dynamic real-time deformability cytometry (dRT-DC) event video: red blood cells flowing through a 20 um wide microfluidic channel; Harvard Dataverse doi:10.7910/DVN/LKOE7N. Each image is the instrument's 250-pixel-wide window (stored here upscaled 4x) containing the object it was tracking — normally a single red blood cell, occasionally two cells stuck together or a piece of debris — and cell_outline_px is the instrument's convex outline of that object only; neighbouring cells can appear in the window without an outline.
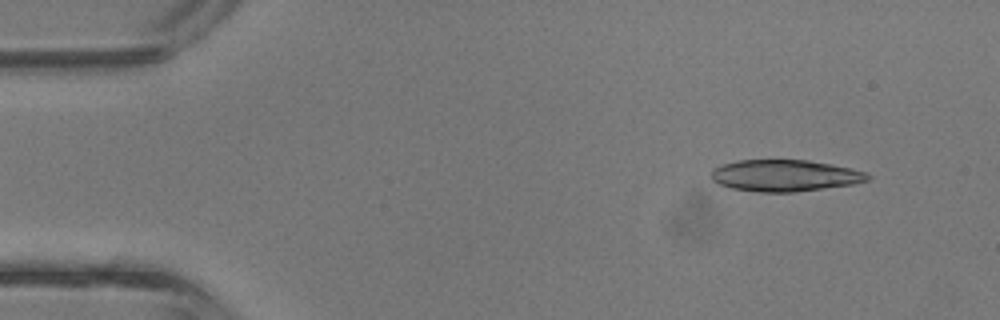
{"species": "common noctule bat (a hibernating species)", "species_latin": "Nyctalus noctula", "temperature_condition": "room temperature", "stored_images_in_passage": 11, "camera_frame_rate_fps": 3000, "um_per_image_px": 0.085, "animal": {"sex": "male", "body_mass_g": 13.3}, "frame": {"image": 1, "passage_image": 3, "time_ms": 0.667, "image_size_px": [1000, 320], "cell_outline_px": [[872, 176], [868, 180], [852, 184], [796, 192], [760, 192], [732, 188], [720, 184], [712, 180], [712, 168], [720, 164], [736, 160], [808, 160], [832, 164], [864, 172]], "centroid_in_image_um": [66.68, 14.92], "position_along_channel_um": 18.3, "area_um2": 28.73}}
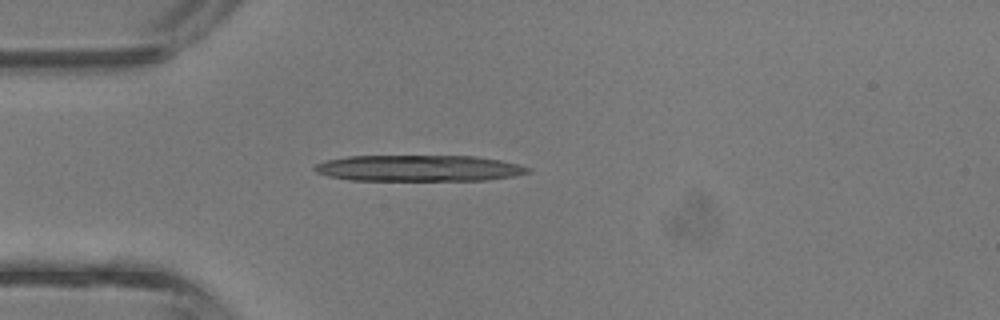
{"frame": {"image": 2, "passage_image": 10, "time_ms": 3.0, "image_size_px": [1000, 320], "cell_outline_px": [[532, 168], [528, 172], [512, 176], [488, 180], [352, 180], [328, 176], [316, 172], [312, 168], [316, 164], [328, 160], [348, 156], [472, 156], [500, 160]], "centroid_in_image_um": [35.57, 14.3], "position_along_channel_um": 49.4, "area_um2": 32.31}}